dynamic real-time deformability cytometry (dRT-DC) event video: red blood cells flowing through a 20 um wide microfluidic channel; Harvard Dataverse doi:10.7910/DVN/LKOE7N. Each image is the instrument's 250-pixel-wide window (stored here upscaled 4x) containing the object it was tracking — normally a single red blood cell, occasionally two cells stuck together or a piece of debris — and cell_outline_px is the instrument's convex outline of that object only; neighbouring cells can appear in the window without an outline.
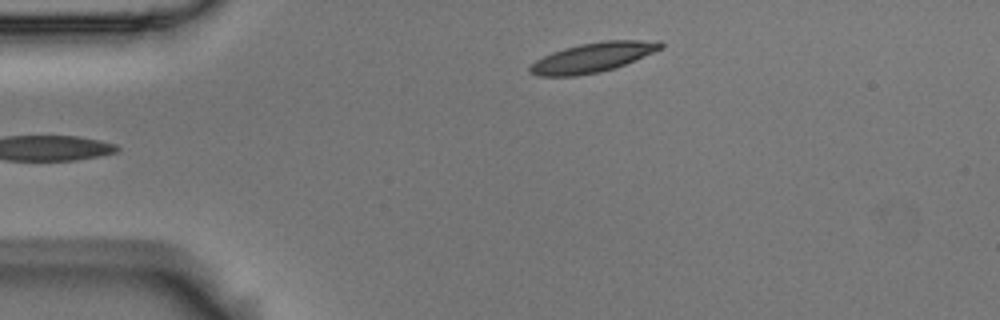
{"species": "Egyptian fruit bat (a non-hibernating species)", "species_latin": "Rousettus aegyptiacus", "temperature_condition": "room temperature", "stored_images_in_passage": 5, "camera_frame_rate_fps": 3000, "um_per_image_px": 0.085, "animal": {"sex": "male"}, "frame": {"image": 1, "passage_image": 5, "time_ms": 1.333, "image_size_px": [1000, 320], "cell_outline_px": [[664, 48], [624, 64], [600, 72], [576, 76], [536, 76], [528, 72], [528, 68], [536, 60], [552, 52], [564, 48], [580, 44], [604, 40], [660, 40], [664, 44]], "centroid_in_image_um": [50.39, 4.87], "position_along_channel_um": 34.6, "area_um2": 22.54}}